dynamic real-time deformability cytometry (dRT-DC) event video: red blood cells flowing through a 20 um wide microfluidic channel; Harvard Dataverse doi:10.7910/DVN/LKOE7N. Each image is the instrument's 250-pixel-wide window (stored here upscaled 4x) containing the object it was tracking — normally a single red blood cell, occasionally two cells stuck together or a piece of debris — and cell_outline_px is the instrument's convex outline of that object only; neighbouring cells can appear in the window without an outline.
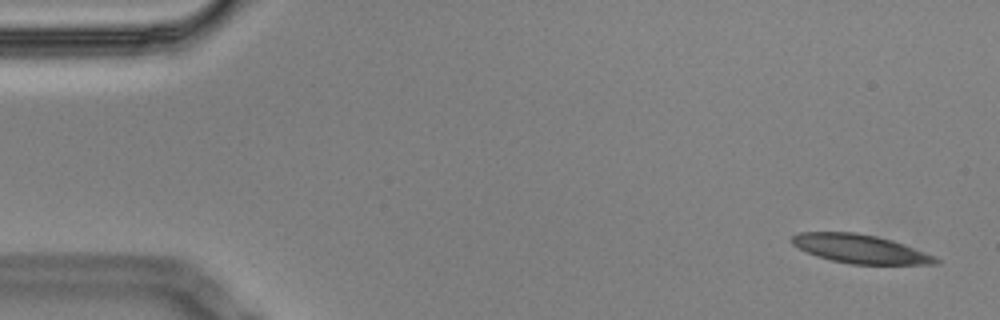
{"species": "Egyptian fruit bat (a non-hibernating species)", "species_latin": "Rousettus aegyptiacus", "temperature_condition": "cold", "stored_images_in_passage": 56, "camera_frame_rate_fps": 3000, "um_per_image_px": 0.085, "animal": {"sex": "male"}, "frame": {"image": 1, "passage_image": 1, "time_ms": 0.0, "image_size_px": [1000, 320], "cell_outline_px": [[940, 264], [852, 264], [832, 260], [808, 252], [792, 244], [792, 236], [800, 232], [856, 232], [876, 236], [892, 240], [904, 244], [936, 256], [940, 260]], "centroid_in_image_um": [73.17, 21.15], "position_along_channel_um": 11.8, "area_um2": 23.81}}
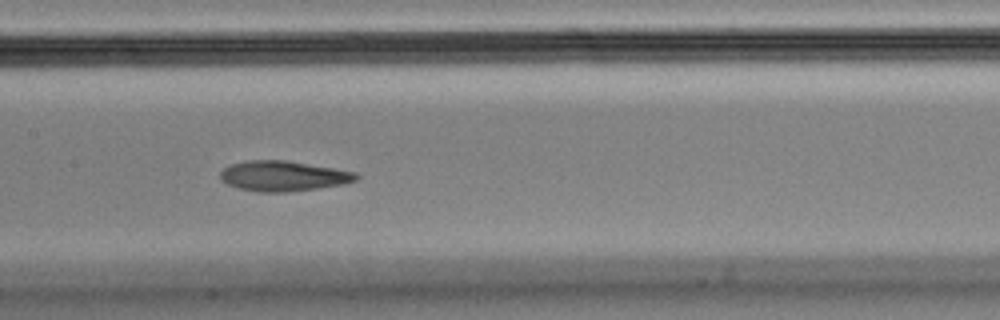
{"frame": {"image": 2, "passage_image": 26, "time_ms": 8.333, "image_size_px": [1000, 320], "cell_outline_px": [[360, 176], [356, 180], [344, 184], [316, 188], [284, 192], [260, 192], [240, 188], [228, 184], [220, 180], [220, 172], [224, 168], [232, 164], [248, 160], [284, 160], [356, 172]], "centroid_in_image_um": [24.07, 14.96], "position_along_channel_um": 183.3, "area_um2": 23.64}}
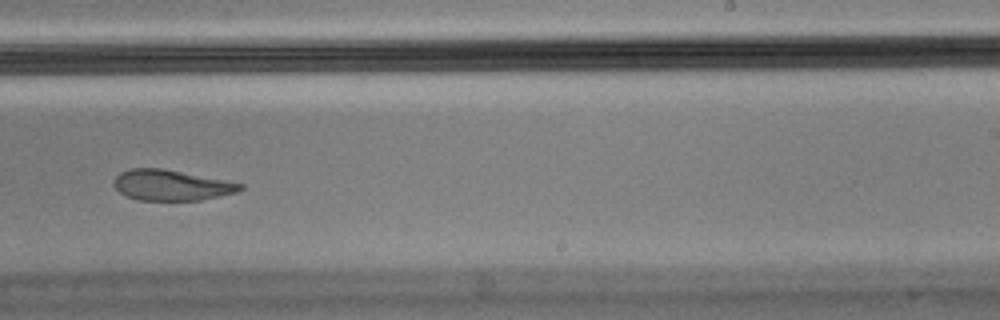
{"frame": {"image": 3, "passage_image": 34, "time_ms": 11.0, "image_size_px": [1000, 320], "cell_outline_px": [[244, 188], [236, 192], [200, 200], [140, 200], [128, 196], [120, 192], [116, 188], [116, 176], [120, 172], [128, 168], [160, 168], [244, 184]], "centroid_in_image_um": [14.56, 15.74], "position_along_channel_um": 274.4, "area_um2": 22.02}, "authors_computed_cell_mechanics": {"area_um2": 24.4205, "velocity_mm_per_s": 3.4299, "shape_relaxation_time_tau1_ms": null, "shape_relaxation_time_tau2_ms": 3.1188, "deformation_change_tau1": null, "deformation_change_tau2": 0.093}}